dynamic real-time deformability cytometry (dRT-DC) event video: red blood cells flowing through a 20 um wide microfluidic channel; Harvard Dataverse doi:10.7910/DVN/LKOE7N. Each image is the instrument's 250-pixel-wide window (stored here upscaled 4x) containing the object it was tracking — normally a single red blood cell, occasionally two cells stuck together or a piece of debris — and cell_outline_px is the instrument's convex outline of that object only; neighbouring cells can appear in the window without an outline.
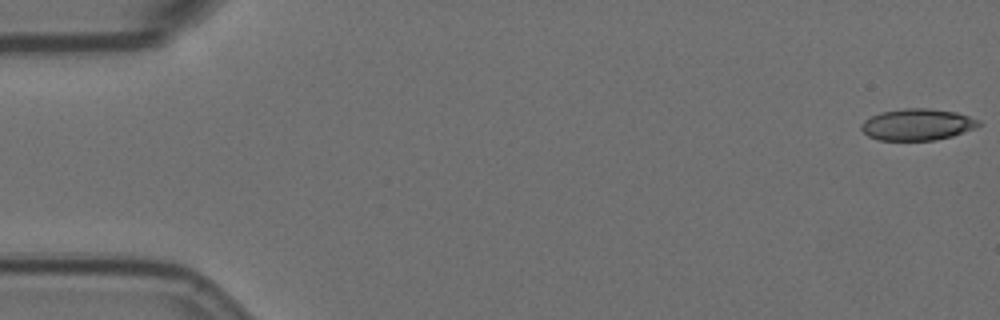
{"species": "Egyptian fruit bat (a non-hibernating species)", "species_latin": "Rousettus aegyptiacus", "temperature_condition": "room temperature", "stored_images_in_passage": 58, "camera_frame_rate_fps": 3000, "um_per_image_px": 0.085, "animal": {"sex": "female"}, "frame": {"image": 1, "passage_image": 1, "time_ms": 0.0, "image_size_px": [1000, 320], "cell_outline_px": [[984, 124], [976, 128], [952, 136], [932, 140], [876, 140], [868, 136], [860, 128], [860, 124], [864, 120], [880, 112], [904, 108], [928, 108], [956, 112], [980, 120]], "centroid_in_image_um": [77.98, 10.58], "position_along_channel_um": 7.0, "area_um2": 21.73}}
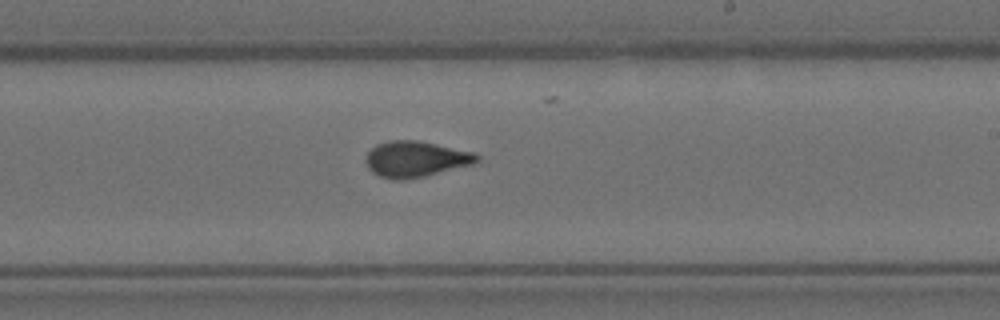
{"frame": {"image": 2, "passage_image": 34, "time_ms": 11.0, "image_size_px": [1000, 320], "cell_outline_px": [[480, 160], [472, 164], [424, 176], [404, 180], [392, 180], [380, 176], [372, 172], [368, 168], [364, 160], [368, 152], [376, 144], [388, 140], [416, 140], [476, 152], [480, 156]], "centroid_in_image_um": [35.31, 13.52], "position_along_channel_um": 253.7, "area_um2": 23.35}}
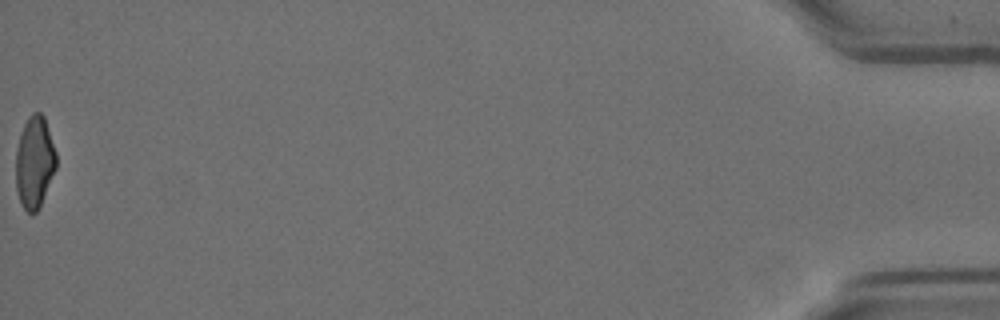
{"frame": {"image": 3, "passage_image": 58, "time_ms": 19.0, "image_size_px": [1000, 320], "cell_outline_px": [[56, 168], [40, 204], [36, 212], [28, 212], [24, 208], [20, 200], [16, 188], [16, 152], [20, 132], [28, 116], [32, 112], [40, 112], [44, 116], [56, 152]], "centroid_in_image_um": [2.93, 13.73], "position_along_channel_um": 432.3, "area_um2": 21.39}, "authors_computed_cell_mechanics": {"area_um2": 22.4264, "velocity_mm_per_s": 3.5233, "shape_relaxation_time_tau1_ms": null, "shape_relaxation_time_tau2_ms": 1.5166, "deformation_change_tau1": null, "deformation_change_tau2": 0.0748}}